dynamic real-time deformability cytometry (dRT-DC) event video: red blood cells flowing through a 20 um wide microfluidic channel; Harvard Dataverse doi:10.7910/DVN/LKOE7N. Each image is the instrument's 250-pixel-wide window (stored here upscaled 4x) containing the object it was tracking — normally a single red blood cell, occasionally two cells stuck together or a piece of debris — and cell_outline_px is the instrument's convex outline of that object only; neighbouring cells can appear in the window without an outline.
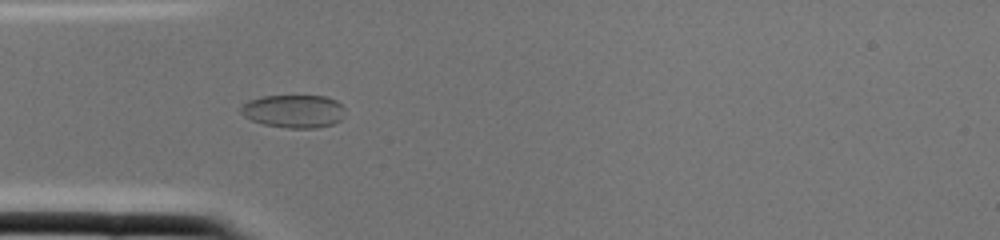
{"species": "common noctule bat (a hibernating species)", "species_latin": "Nyctalus noctula", "temperature_condition": "cold", "stored_images_in_passage": 2, "camera_frame_rate_fps": 3000, "um_per_image_px": 0.085, "animal": {"sex": "female", "body_mass_g": 22.0, "forearm_length_mm": 56.7}, "frame": {"image": 1, "passage_image": 2, "time_ms": 0.333, "image_size_px": [1000, 240], "cell_outline_px": [[344, 108], [340, 120], [332, 124], [316, 128], [288, 128], [264, 124], [252, 120], [244, 116], [240, 112], [240, 108], [248, 100], [260, 96], [328, 96], [336, 100]], "centroid_in_image_um": [24.94, 9.44], "position_along_channel_um": 60.1, "area_um2": 20.0}}